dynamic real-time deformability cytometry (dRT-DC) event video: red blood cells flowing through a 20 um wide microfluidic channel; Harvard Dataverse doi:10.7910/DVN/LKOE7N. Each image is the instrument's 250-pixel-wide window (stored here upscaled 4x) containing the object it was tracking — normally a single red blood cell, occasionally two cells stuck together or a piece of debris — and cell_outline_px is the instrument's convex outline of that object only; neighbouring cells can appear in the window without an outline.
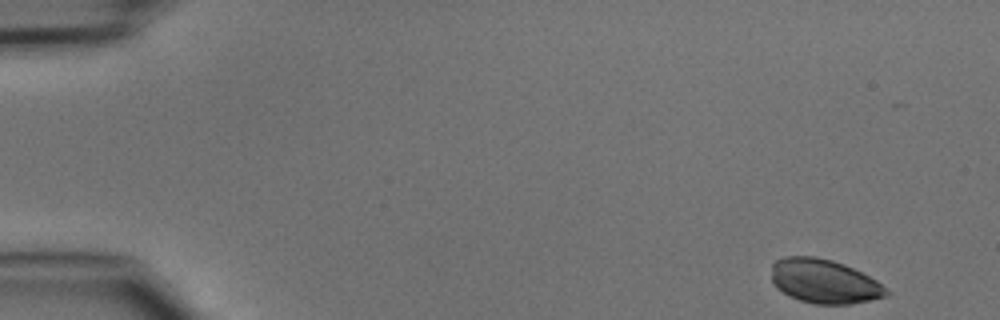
{"species": "common noctule bat (a hibernating species)", "species_latin": "Nyctalus noctula", "temperature_condition": "cold", "stored_images_in_passage": 19, "camera_frame_rate_fps": 3000, "um_per_image_px": 0.085, "animal": {"sex": "male", "body_mass_g": 15.6}, "frame": {"image": 1, "passage_image": 1, "time_ms": 0.0, "image_size_px": [1000, 320], "cell_outline_px": [[888, 296], [872, 300], [852, 304], [812, 304], [788, 296], [776, 288], [772, 284], [772, 264], [776, 260], [784, 256], [816, 256], [832, 260], [844, 264], [876, 280], [888, 292]], "centroid_in_image_um": [70.01, 23.91], "position_along_channel_um": 15.0, "area_um2": 29.65}}
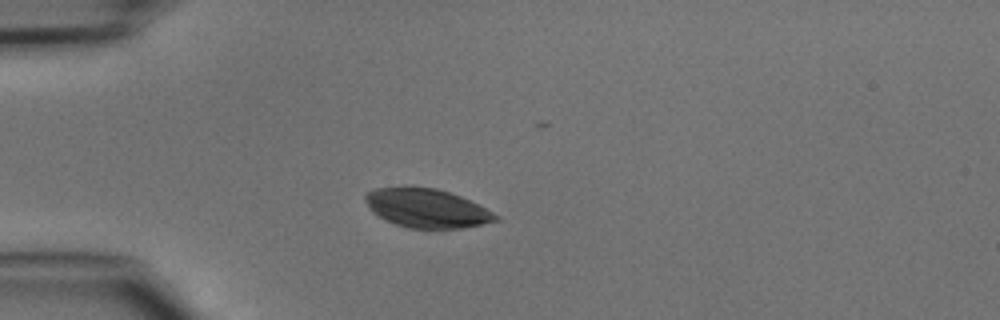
{"frame": {"image": 2, "passage_image": 11, "time_ms": 3.333, "image_size_px": [1000, 320], "cell_outline_px": [[500, 220], [460, 228], [408, 228], [384, 220], [372, 212], [368, 208], [364, 200], [364, 196], [368, 192], [376, 188], [404, 184], [436, 188], [460, 196], [500, 216]], "centroid_in_image_um": [36.19, 17.66], "position_along_channel_um": 48.8, "area_um2": 29.88}}